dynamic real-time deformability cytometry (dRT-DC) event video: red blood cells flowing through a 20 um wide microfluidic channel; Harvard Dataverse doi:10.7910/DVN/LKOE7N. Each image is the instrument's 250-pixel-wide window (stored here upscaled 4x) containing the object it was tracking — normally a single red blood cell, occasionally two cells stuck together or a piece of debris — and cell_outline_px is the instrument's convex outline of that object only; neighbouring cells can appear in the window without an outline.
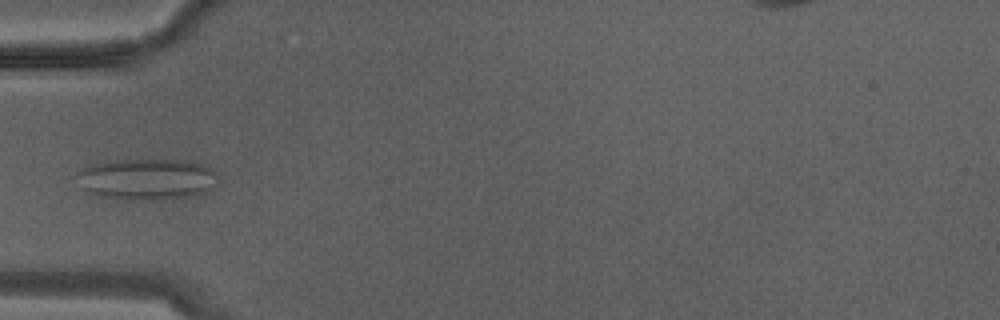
{"species": "Egyptian fruit bat (a non-hibernating species)", "species_latin": "Rousettus aegyptiacus", "temperature_condition": "warm", "stored_images_in_passage": 30, "segment_of_instrument_passage": [1, 2], "camera_frame_rate_fps": 3000, "um_per_image_px": 0.085, "animal": {"sex": "male"}, "frame": {"image": 1, "passage_image": 9, "time_ms": 2.667, "image_size_px": [1000, 320], "cell_outline_px": [[216, 184], [212, 192], [196, 196], [164, 200], [124, 200], [104, 196], [80, 188], [72, 176], [84, 168], [92, 164], [116, 160], [164, 156], [192, 160], [204, 164], [212, 168], [216, 172]], "centroid_in_image_um": [12.56, 15.19], "position_along_channel_um": 72.4, "area_um2": 35.95}}